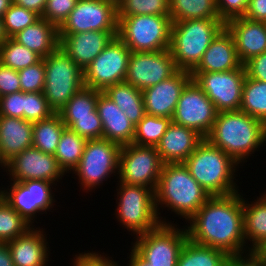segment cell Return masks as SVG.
<instances>
[{
	"mask_svg": "<svg viewBox=\"0 0 266 266\" xmlns=\"http://www.w3.org/2000/svg\"><path fill=\"white\" fill-rule=\"evenodd\" d=\"M10 189L0 190L1 198L19 213L29 225L36 213L53 208L54 195L51 186L54 183L44 180L13 181Z\"/></svg>",
	"mask_w": 266,
	"mask_h": 266,
	"instance_id": "obj_15",
	"label": "cell"
},
{
	"mask_svg": "<svg viewBox=\"0 0 266 266\" xmlns=\"http://www.w3.org/2000/svg\"><path fill=\"white\" fill-rule=\"evenodd\" d=\"M117 36L131 52H157L169 49L170 15L117 16Z\"/></svg>",
	"mask_w": 266,
	"mask_h": 266,
	"instance_id": "obj_6",
	"label": "cell"
},
{
	"mask_svg": "<svg viewBox=\"0 0 266 266\" xmlns=\"http://www.w3.org/2000/svg\"><path fill=\"white\" fill-rule=\"evenodd\" d=\"M155 207L161 224H167L159 217V205L168 207L178 216L187 220L211 197L191 176L184 163H165L154 191ZM162 219V220H161Z\"/></svg>",
	"mask_w": 266,
	"mask_h": 266,
	"instance_id": "obj_3",
	"label": "cell"
},
{
	"mask_svg": "<svg viewBox=\"0 0 266 266\" xmlns=\"http://www.w3.org/2000/svg\"><path fill=\"white\" fill-rule=\"evenodd\" d=\"M76 258V259H75ZM73 266H120L116 261H112L110 257H105L97 252L80 253L75 255Z\"/></svg>",
	"mask_w": 266,
	"mask_h": 266,
	"instance_id": "obj_50",
	"label": "cell"
},
{
	"mask_svg": "<svg viewBox=\"0 0 266 266\" xmlns=\"http://www.w3.org/2000/svg\"><path fill=\"white\" fill-rule=\"evenodd\" d=\"M192 79L214 103L217 112L240 110L246 77L244 66L224 72H190Z\"/></svg>",
	"mask_w": 266,
	"mask_h": 266,
	"instance_id": "obj_13",
	"label": "cell"
},
{
	"mask_svg": "<svg viewBox=\"0 0 266 266\" xmlns=\"http://www.w3.org/2000/svg\"><path fill=\"white\" fill-rule=\"evenodd\" d=\"M206 139L242 164L266 143V125L241 110L219 112Z\"/></svg>",
	"mask_w": 266,
	"mask_h": 266,
	"instance_id": "obj_2",
	"label": "cell"
},
{
	"mask_svg": "<svg viewBox=\"0 0 266 266\" xmlns=\"http://www.w3.org/2000/svg\"><path fill=\"white\" fill-rule=\"evenodd\" d=\"M188 223V239L194 243L220 249L227 255L247 249L243 196L239 191L226 196H211Z\"/></svg>",
	"mask_w": 266,
	"mask_h": 266,
	"instance_id": "obj_1",
	"label": "cell"
},
{
	"mask_svg": "<svg viewBox=\"0 0 266 266\" xmlns=\"http://www.w3.org/2000/svg\"><path fill=\"white\" fill-rule=\"evenodd\" d=\"M21 91L18 71L0 63V97Z\"/></svg>",
	"mask_w": 266,
	"mask_h": 266,
	"instance_id": "obj_48",
	"label": "cell"
},
{
	"mask_svg": "<svg viewBox=\"0 0 266 266\" xmlns=\"http://www.w3.org/2000/svg\"><path fill=\"white\" fill-rule=\"evenodd\" d=\"M171 121L167 117L146 114L135 126L132 143L140 146L156 147Z\"/></svg>",
	"mask_w": 266,
	"mask_h": 266,
	"instance_id": "obj_37",
	"label": "cell"
},
{
	"mask_svg": "<svg viewBox=\"0 0 266 266\" xmlns=\"http://www.w3.org/2000/svg\"><path fill=\"white\" fill-rule=\"evenodd\" d=\"M243 66L247 77L266 82V52L252 57Z\"/></svg>",
	"mask_w": 266,
	"mask_h": 266,
	"instance_id": "obj_49",
	"label": "cell"
},
{
	"mask_svg": "<svg viewBox=\"0 0 266 266\" xmlns=\"http://www.w3.org/2000/svg\"><path fill=\"white\" fill-rule=\"evenodd\" d=\"M96 110L103 125V138L120 146L133 142L135 125L127 118L124 112L99 90Z\"/></svg>",
	"mask_w": 266,
	"mask_h": 266,
	"instance_id": "obj_24",
	"label": "cell"
},
{
	"mask_svg": "<svg viewBox=\"0 0 266 266\" xmlns=\"http://www.w3.org/2000/svg\"><path fill=\"white\" fill-rule=\"evenodd\" d=\"M30 228L24 235L18 236L6 243L14 266H46L49 261L47 239L43 230ZM48 252V253H47ZM48 258V259H47Z\"/></svg>",
	"mask_w": 266,
	"mask_h": 266,
	"instance_id": "obj_26",
	"label": "cell"
},
{
	"mask_svg": "<svg viewBox=\"0 0 266 266\" xmlns=\"http://www.w3.org/2000/svg\"><path fill=\"white\" fill-rule=\"evenodd\" d=\"M4 30L8 38L38 21L41 16L34 11L12 3L3 15Z\"/></svg>",
	"mask_w": 266,
	"mask_h": 266,
	"instance_id": "obj_40",
	"label": "cell"
},
{
	"mask_svg": "<svg viewBox=\"0 0 266 266\" xmlns=\"http://www.w3.org/2000/svg\"><path fill=\"white\" fill-rule=\"evenodd\" d=\"M12 39L36 52L42 58L55 51L60 44L58 27L44 18H40L34 24L18 32Z\"/></svg>",
	"mask_w": 266,
	"mask_h": 266,
	"instance_id": "obj_27",
	"label": "cell"
},
{
	"mask_svg": "<svg viewBox=\"0 0 266 266\" xmlns=\"http://www.w3.org/2000/svg\"><path fill=\"white\" fill-rule=\"evenodd\" d=\"M219 266H230L228 258H226Z\"/></svg>",
	"mask_w": 266,
	"mask_h": 266,
	"instance_id": "obj_58",
	"label": "cell"
},
{
	"mask_svg": "<svg viewBox=\"0 0 266 266\" xmlns=\"http://www.w3.org/2000/svg\"><path fill=\"white\" fill-rule=\"evenodd\" d=\"M62 120L67 128L71 129L87 140L103 138V125L100 118Z\"/></svg>",
	"mask_w": 266,
	"mask_h": 266,
	"instance_id": "obj_44",
	"label": "cell"
},
{
	"mask_svg": "<svg viewBox=\"0 0 266 266\" xmlns=\"http://www.w3.org/2000/svg\"><path fill=\"white\" fill-rule=\"evenodd\" d=\"M227 258L230 266H266V254L258 248H248L239 253L228 254Z\"/></svg>",
	"mask_w": 266,
	"mask_h": 266,
	"instance_id": "obj_45",
	"label": "cell"
},
{
	"mask_svg": "<svg viewBox=\"0 0 266 266\" xmlns=\"http://www.w3.org/2000/svg\"><path fill=\"white\" fill-rule=\"evenodd\" d=\"M240 110L266 125V82L245 77Z\"/></svg>",
	"mask_w": 266,
	"mask_h": 266,
	"instance_id": "obj_35",
	"label": "cell"
},
{
	"mask_svg": "<svg viewBox=\"0 0 266 266\" xmlns=\"http://www.w3.org/2000/svg\"><path fill=\"white\" fill-rule=\"evenodd\" d=\"M0 266H14L10 250L6 243H0Z\"/></svg>",
	"mask_w": 266,
	"mask_h": 266,
	"instance_id": "obj_53",
	"label": "cell"
},
{
	"mask_svg": "<svg viewBox=\"0 0 266 266\" xmlns=\"http://www.w3.org/2000/svg\"><path fill=\"white\" fill-rule=\"evenodd\" d=\"M78 0H47L41 18L56 25L58 28L67 19Z\"/></svg>",
	"mask_w": 266,
	"mask_h": 266,
	"instance_id": "obj_43",
	"label": "cell"
},
{
	"mask_svg": "<svg viewBox=\"0 0 266 266\" xmlns=\"http://www.w3.org/2000/svg\"><path fill=\"white\" fill-rule=\"evenodd\" d=\"M130 260L128 266H152L147 261H145L133 248L130 252Z\"/></svg>",
	"mask_w": 266,
	"mask_h": 266,
	"instance_id": "obj_54",
	"label": "cell"
},
{
	"mask_svg": "<svg viewBox=\"0 0 266 266\" xmlns=\"http://www.w3.org/2000/svg\"><path fill=\"white\" fill-rule=\"evenodd\" d=\"M42 60V57L29 48L7 38L0 45V63L16 71L29 67Z\"/></svg>",
	"mask_w": 266,
	"mask_h": 266,
	"instance_id": "obj_36",
	"label": "cell"
},
{
	"mask_svg": "<svg viewBox=\"0 0 266 266\" xmlns=\"http://www.w3.org/2000/svg\"><path fill=\"white\" fill-rule=\"evenodd\" d=\"M125 113L127 118L136 126L146 115L142 90L127 82L108 86L103 91Z\"/></svg>",
	"mask_w": 266,
	"mask_h": 266,
	"instance_id": "obj_29",
	"label": "cell"
},
{
	"mask_svg": "<svg viewBox=\"0 0 266 266\" xmlns=\"http://www.w3.org/2000/svg\"><path fill=\"white\" fill-rule=\"evenodd\" d=\"M47 0H13V3L42 16Z\"/></svg>",
	"mask_w": 266,
	"mask_h": 266,
	"instance_id": "obj_52",
	"label": "cell"
},
{
	"mask_svg": "<svg viewBox=\"0 0 266 266\" xmlns=\"http://www.w3.org/2000/svg\"><path fill=\"white\" fill-rule=\"evenodd\" d=\"M183 163L210 196H226L239 191L234 181L238 163L206 138Z\"/></svg>",
	"mask_w": 266,
	"mask_h": 266,
	"instance_id": "obj_4",
	"label": "cell"
},
{
	"mask_svg": "<svg viewBox=\"0 0 266 266\" xmlns=\"http://www.w3.org/2000/svg\"><path fill=\"white\" fill-rule=\"evenodd\" d=\"M33 123L25 119L0 115V166L32 147Z\"/></svg>",
	"mask_w": 266,
	"mask_h": 266,
	"instance_id": "obj_25",
	"label": "cell"
},
{
	"mask_svg": "<svg viewBox=\"0 0 266 266\" xmlns=\"http://www.w3.org/2000/svg\"><path fill=\"white\" fill-rule=\"evenodd\" d=\"M225 27L233 36L242 64L266 52V22L252 21L243 16L227 21Z\"/></svg>",
	"mask_w": 266,
	"mask_h": 266,
	"instance_id": "obj_21",
	"label": "cell"
},
{
	"mask_svg": "<svg viewBox=\"0 0 266 266\" xmlns=\"http://www.w3.org/2000/svg\"><path fill=\"white\" fill-rule=\"evenodd\" d=\"M59 33L118 31L117 7L105 0H78Z\"/></svg>",
	"mask_w": 266,
	"mask_h": 266,
	"instance_id": "obj_17",
	"label": "cell"
},
{
	"mask_svg": "<svg viewBox=\"0 0 266 266\" xmlns=\"http://www.w3.org/2000/svg\"><path fill=\"white\" fill-rule=\"evenodd\" d=\"M133 15H170L169 0H123L117 16Z\"/></svg>",
	"mask_w": 266,
	"mask_h": 266,
	"instance_id": "obj_39",
	"label": "cell"
},
{
	"mask_svg": "<svg viewBox=\"0 0 266 266\" xmlns=\"http://www.w3.org/2000/svg\"><path fill=\"white\" fill-rule=\"evenodd\" d=\"M248 4L249 0H216L220 20L224 23L237 17H243Z\"/></svg>",
	"mask_w": 266,
	"mask_h": 266,
	"instance_id": "obj_46",
	"label": "cell"
},
{
	"mask_svg": "<svg viewBox=\"0 0 266 266\" xmlns=\"http://www.w3.org/2000/svg\"><path fill=\"white\" fill-rule=\"evenodd\" d=\"M65 128L59 113H54L47 119L33 122L32 146L44 153L54 155Z\"/></svg>",
	"mask_w": 266,
	"mask_h": 266,
	"instance_id": "obj_30",
	"label": "cell"
},
{
	"mask_svg": "<svg viewBox=\"0 0 266 266\" xmlns=\"http://www.w3.org/2000/svg\"><path fill=\"white\" fill-rule=\"evenodd\" d=\"M3 167L12 177L11 181L18 182L44 180L55 184L65 174L54 155L33 146L14 156Z\"/></svg>",
	"mask_w": 266,
	"mask_h": 266,
	"instance_id": "obj_18",
	"label": "cell"
},
{
	"mask_svg": "<svg viewBox=\"0 0 266 266\" xmlns=\"http://www.w3.org/2000/svg\"><path fill=\"white\" fill-rule=\"evenodd\" d=\"M8 38L4 30L3 18H0V45Z\"/></svg>",
	"mask_w": 266,
	"mask_h": 266,
	"instance_id": "obj_56",
	"label": "cell"
},
{
	"mask_svg": "<svg viewBox=\"0 0 266 266\" xmlns=\"http://www.w3.org/2000/svg\"><path fill=\"white\" fill-rule=\"evenodd\" d=\"M13 0H0V18L3 17L4 13L10 8Z\"/></svg>",
	"mask_w": 266,
	"mask_h": 266,
	"instance_id": "obj_55",
	"label": "cell"
},
{
	"mask_svg": "<svg viewBox=\"0 0 266 266\" xmlns=\"http://www.w3.org/2000/svg\"><path fill=\"white\" fill-rule=\"evenodd\" d=\"M44 60L45 85L43 94L48 106L58 113L84 85V71L58 47Z\"/></svg>",
	"mask_w": 266,
	"mask_h": 266,
	"instance_id": "obj_7",
	"label": "cell"
},
{
	"mask_svg": "<svg viewBox=\"0 0 266 266\" xmlns=\"http://www.w3.org/2000/svg\"><path fill=\"white\" fill-rule=\"evenodd\" d=\"M24 92L18 91L0 97V115L23 119Z\"/></svg>",
	"mask_w": 266,
	"mask_h": 266,
	"instance_id": "obj_47",
	"label": "cell"
},
{
	"mask_svg": "<svg viewBox=\"0 0 266 266\" xmlns=\"http://www.w3.org/2000/svg\"><path fill=\"white\" fill-rule=\"evenodd\" d=\"M244 17L252 21L266 22V0H249Z\"/></svg>",
	"mask_w": 266,
	"mask_h": 266,
	"instance_id": "obj_51",
	"label": "cell"
},
{
	"mask_svg": "<svg viewBox=\"0 0 266 266\" xmlns=\"http://www.w3.org/2000/svg\"><path fill=\"white\" fill-rule=\"evenodd\" d=\"M31 225L0 196V243L24 235Z\"/></svg>",
	"mask_w": 266,
	"mask_h": 266,
	"instance_id": "obj_38",
	"label": "cell"
},
{
	"mask_svg": "<svg viewBox=\"0 0 266 266\" xmlns=\"http://www.w3.org/2000/svg\"><path fill=\"white\" fill-rule=\"evenodd\" d=\"M54 111L48 106L43 92L24 93L23 119L36 122L49 118Z\"/></svg>",
	"mask_w": 266,
	"mask_h": 266,
	"instance_id": "obj_41",
	"label": "cell"
},
{
	"mask_svg": "<svg viewBox=\"0 0 266 266\" xmlns=\"http://www.w3.org/2000/svg\"><path fill=\"white\" fill-rule=\"evenodd\" d=\"M119 183L115 211L118 222L137 236L157 228L161 222L155 207L154 190L141 185Z\"/></svg>",
	"mask_w": 266,
	"mask_h": 266,
	"instance_id": "obj_8",
	"label": "cell"
},
{
	"mask_svg": "<svg viewBox=\"0 0 266 266\" xmlns=\"http://www.w3.org/2000/svg\"><path fill=\"white\" fill-rule=\"evenodd\" d=\"M261 250L266 254V244L261 248Z\"/></svg>",
	"mask_w": 266,
	"mask_h": 266,
	"instance_id": "obj_59",
	"label": "cell"
},
{
	"mask_svg": "<svg viewBox=\"0 0 266 266\" xmlns=\"http://www.w3.org/2000/svg\"><path fill=\"white\" fill-rule=\"evenodd\" d=\"M204 138L196 131L171 121L156 149L165 163H183Z\"/></svg>",
	"mask_w": 266,
	"mask_h": 266,
	"instance_id": "obj_22",
	"label": "cell"
},
{
	"mask_svg": "<svg viewBox=\"0 0 266 266\" xmlns=\"http://www.w3.org/2000/svg\"><path fill=\"white\" fill-rule=\"evenodd\" d=\"M172 22L192 19H220L216 0H169Z\"/></svg>",
	"mask_w": 266,
	"mask_h": 266,
	"instance_id": "obj_32",
	"label": "cell"
},
{
	"mask_svg": "<svg viewBox=\"0 0 266 266\" xmlns=\"http://www.w3.org/2000/svg\"><path fill=\"white\" fill-rule=\"evenodd\" d=\"M261 196L251 204L243 198L244 237L251 244L248 248L261 249L266 244V194Z\"/></svg>",
	"mask_w": 266,
	"mask_h": 266,
	"instance_id": "obj_28",
	"label": "cell"
},
{
	"mask_svg": "<svg viewBox=\"0 0 266 266\" xmlns=\"http://www.w3.org/2000/svg\"><path fill=\"white\" fill-rule=\"evenodd\" d=\"M226 258L227 254L220 249L187 239L180 252L177 266H219Z\"/></svg>",
	"mask_w": 266,
	"mask_h": 266,
	"instance_id": "obj_34",
	"label": "cell"
},
{
	"mask_svg": "<svg viewBox=\"0 0 266 266\" xmlns=\"http://www.w3.org/2000/svg\"><path fill=\"white\" fill-rule=\"evenodd\" d=\"M99 90L84 86L58 112L62 119L100 118L96 110Z\"/></svg>",
	"mask_w": 266,
	"mask_h": 266,
	"instance_id": "obj_33",
	"label": "cell"
},
{
	"mask_svg": "<svg viewBox=\"0 0 266 266\" xmlns=\"http://www.w3.org/2000/svg\"><path fill=\"white\" fill-rule=\"evenodd\" d=\"M131 50L115 36L84 70V85L104 91L108 86L124 82Z\"/></svg>",
	"mask_w": 266,
	"mask_h": 266,
	"instance_id": "obj_12",
	"label": "cell"
},
{
	"mask_svg": "<svg viewBox=\"0 0 266 266\" xmlns=\"http://www.w3.org/2000/svg\"><path fill=\"white\" fill-rule=\"evenodd\" d=\"M164 163L153 146L134 143L121 146L119 154V182L141 185L155 191Z\"/></svg>",
	"mask_w": 266,
	"mask_h": 266,
	"instance_id": "obj_11",
	"label": "cell"
},
{
	"mask_svg": "<svg viewBox=\"0 0 266 266\" xmlns=\"http://www.w3.org/2000/svg\"><path fill=\"white\" fill-rule=\"evenodd\" d=\"M108 2L113 3L116 7H118V5L123 1V0H105Z\"/></svg>",
	"mask_w": 266,
	"mask_h": 266,
	"instance_id": "obj_57",
	"label": "cell"
},
{
	"mask_svg": "<svg viewBox=\"0 0 266 266\" xmlns=\"http://www.w3.org/2000/svg\"><path fill=\"white\" fill-rule=\"evenodd\" d=\"M117 34L118 31L59 33V47L84 71Z\"/></svg>",
	"mask_w": 266,
	"mask_h": 266,
	"instance_id": "obj_20",
	"label": "cell"
},
{
	"mask_svg": "<svg viewBox=\"0 0 266 266\" xmlns=\"http://www.w3.org/2000/svg\"><path fill=\"white\" fill-rule=\"evenodd\" d=\"M224 27L225 23L220 19L172 22L169 50L177 68L191 72Z\"/></svg>",
	"mask_w": 266,
	"mask_h": 266,
	"instance_id": "obj_5",
	"label": "cell"
},
{
	"mask_svg": "<svg viewBox=\"0 0 266 266\" xmlns=\"http://www.w3.org/2000/svg\"><path fill=\"white\" fill-rule=\"evenodd\" d=\"M217 113L214 103L191 79L181 92L171 120L206 138L216 120Z\"/></svg>",
	"mask_w": 266,
	"mask_h": 266,
	"instance_id": "obj_14",
	"label": "cell"
},
{
	"mask_svg": "<svg viewBox=\"0 0 266 266\" xmlns=\"http://www.w3.org/2000/svg\"><path fill=\"white\" fill-rule=\"evenodd\" d=\"M21 91L43 92L45 85L44 60L18 71Z\"/></svg>",
	"mask_w": 266,
	"mask_h": 266,
	"instance_id": "obj_42",
	"label": "cell"
},
{
	"mask_svg": "<svg viewBox=\"0 0 266 266\" xmlns=\"http://www.w3.org/2000/svg\"><path fill=\"white\" fill-rule=\"evenodd\" d=\"M242 67L243 64L237 55L233 36L224 27L213 39L201 61L191 72H224Z\"/></svg>",
	"mask_w": 266,
	"mask_h": 266,
	"instance_id": "obj_23",
	"label": "cell"
},
{
	"mask_svg": "<svg viewBox=\"0 0 266 266\" xmlns=\"http://www.w3.org/2000/svg\"><path fill=\"white\" fill-rule=\"evenodd\" d=\"M178 71L169 49L157 52H131L125 82L144 90L169 79Z\"/></svg>",
	"mask_w": 266,
	"mask_h": 266,
	"instance_id": "obj_16",
	"label": "cell"
},
{
	"mask_svg": "<svg viewBox=\"0 0 266 266\" xmlns=\"http://www.w3.org/2000/svg\"><path fill=\"white\" fill-rule=\"evenodd\" d=\"M120 149L119 144L105 138L87 140L79 165L72 171L84 191L95 189L112 173L118 174Z\"/></svg>",
	"mask_w": 266,
	"mask_h": 266,
	"instance_id": "obj_10",
	"label": "cell"
},
{
	"mask_svg": "<svg viewBox=\"0 0 266 266\" xmlns=\"http://www.w3.org/2000/svg\"><path fill=\"white\" fill-rule=\"evenodd\" d=\"M191 79L189 71L179 70L169 79L142 90L146 114L172 119L181 92Z\"/></svg>",
	"mask_w": 266,
	"mask_h": 266,
	"instance_id": "obj_19",
	"label": "cell"
},
{
	"mask_svg": "<svg viewBox=\"0 0 266 266\" xmlns=\"http://www.w3.org/2000/svg\"><path fill=\"white\" fill-rule=\"evenodd\" d=\"M168 222L136 236L132 248L152 266H177L182 247L188 239V232ZM177 227V228H176Z\"/></svg>",
	"mask_w": 266,
	"mask_h": 266,
	"instance_id": "obj_9",
	"label": "cell"
},
{
	"mask_svg": "<svg viewBox=\"0 0 266 266\" xmlns=\"http://www.w3.org/2000/svg\"><path fill=\"white\" fill-rule=\"evenodd\" d=\"M86 142V138L71 129L66 127L63 130L54 156L64 173L73 171L79 165Z\"/></svg>",
	"mask_w": 266,
	"mask_h": 266,
	"instance_id": "obj_31",
	"label": "cell"
}]
</instances>
